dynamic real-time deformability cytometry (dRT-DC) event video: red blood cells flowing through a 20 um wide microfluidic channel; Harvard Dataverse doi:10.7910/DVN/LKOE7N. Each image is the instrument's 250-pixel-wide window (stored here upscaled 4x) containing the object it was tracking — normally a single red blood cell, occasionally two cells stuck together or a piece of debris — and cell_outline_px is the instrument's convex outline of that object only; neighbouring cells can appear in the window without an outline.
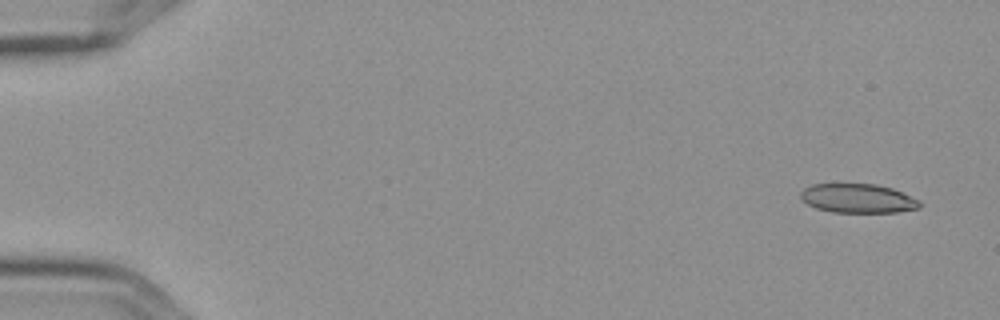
{"species": "Egyptian fruit bat (a non-hibernating species)", "species_latin": "Rousettus aegyptiacus", "temperature_condition": "cold", "stored_images_in_passage": 4, "camera_frame_rate_fps": 3000, "um_per_image_px": 0.085, "frame": {"image": 1, "passage_image": 1, "time_ms": 0.0, "image_size_px": [1000, 320], "cell_outline_px": [[924, 204], [920, 208], [896, 212], [832, 212], [816, 208], [808, 204], [800, 196], [800, 192], [804, 188], [812, 184], [876, 184], [892, 188], [920, 200]], "centroid_in_image_um": [72.95, 16.86], "position_along_channel_um": 12.0, "area_um2": 20.23}}
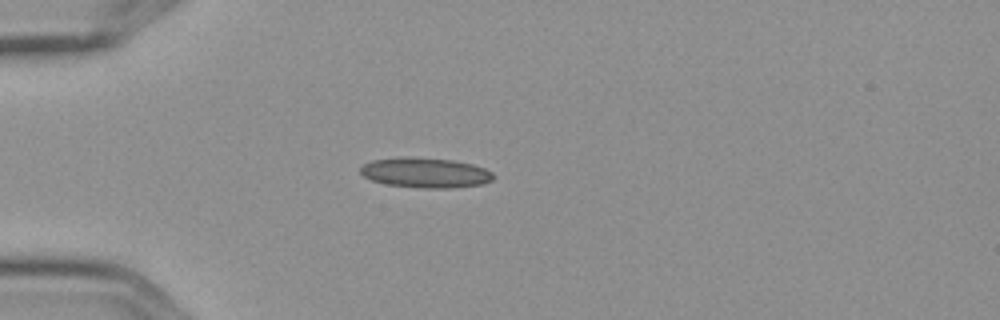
{"frame": {"image": 2, "passage_image": 4, "time_ms": 1.0, "image_size_px": [1000, 320], "cell_outline_px": [[496, 176], [492, 180], [484, 184], [452, 188], [420, 188], [384, 184], [372, 180], [364, 176], [360, 172], [360, 168], [364, 164], [372, 160], [400, 156], [408, 156], [452, 160], [472, 164], [484, 168], [492, 172]], "centroid_in_image_um": [36.16, 14.68], "position_along_channel_um": 48.8, "area_um2": 23.58}}